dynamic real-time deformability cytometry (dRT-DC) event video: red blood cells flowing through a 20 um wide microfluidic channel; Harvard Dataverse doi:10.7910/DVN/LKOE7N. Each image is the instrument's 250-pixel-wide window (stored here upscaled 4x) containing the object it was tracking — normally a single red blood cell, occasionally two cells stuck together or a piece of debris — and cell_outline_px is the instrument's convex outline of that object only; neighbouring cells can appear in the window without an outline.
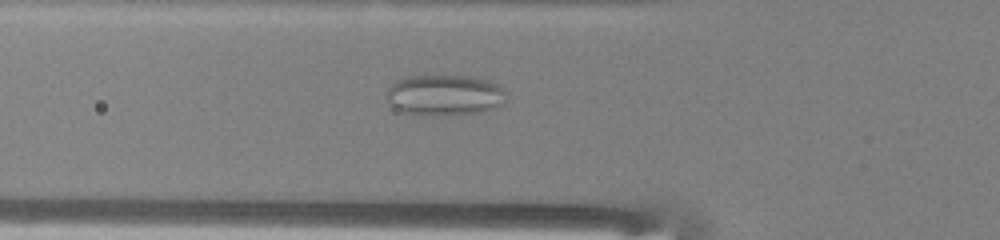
{"species": "common noctule bat (a hibernating species)", "species_latin": "Nyctalus noctula", "temperature_condition": "warm", "stored_images_in_passage": 50, "camera_frame_rate_fps": 3000, "um_per_image_px": 0.085, "animal": {"sex": "male", "body_mass_g": 13.0, "forearm_length_mm": 53.1}, "frame": {"image": 1, "passage_image": 17, "time_ms": 5.333, "image_size_px": [1000, 240], "cell_outline_px": [[508, 92], [504, 104], [496, 108], [480, 112], [436, 116], [432, 116], [400, 112], [388, 100], [388, 88], [396, 80], [408, 76], [468, 76], [488, 80], [500, 84]], "centroid_in_image_um": [37.86, 8.09], "position_along_channel_um": 87.9, "area_um2": 28.78}}
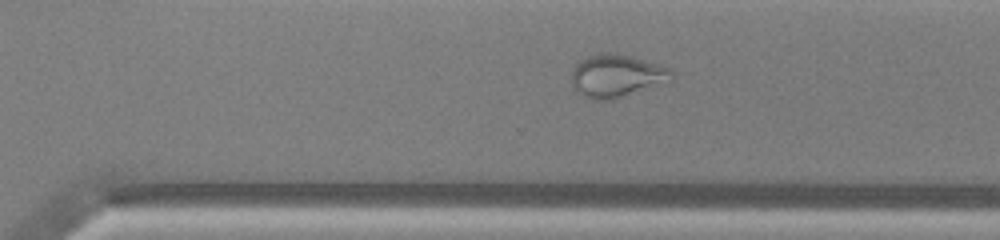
{"frame": {"image": 2, "passage_image": 34, "time_ms": 11.0, "image_size_px": [1000, 240], "cell_outline_px": [[672, 84], [608, 100], [592, 100], [584, 96], [572, 84], [572, 68], [580, 60], [588, 56], [632, 56], [668, 68], [672, 72]], "centroid_in_image_um": [52.49, 6.51], "position_along_channel_um": 318.1, "area_um2": 24.57}}
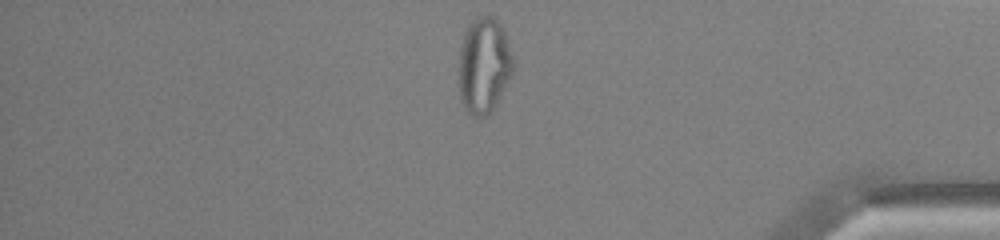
{"frame": {"image": 3, "passage_image": 42, "time_ms": 13.667, "image_size_px": [1000, 240], "cell_outline_px": [[512, 76], [496, 104], [480, 120], [468, 116], [460, 100], [460, 48], [468, 24], [476, 16], [492, 16], [500, 24], [504, 32], [512, 56]], "centroid_in_image_um": [41.12, 5.61], "position_along_channel_um": 394.1, "area_um2": 30.23}, "authors_computed_cell_mechanics": {"area_um2": 29.9115, "velocity_mm_per_s": 4.0632, "shape_relaxation_time_tau1_ms": null, "shape_relaxation_time_tau2_ms": 1.1481, "deformation_change_tau1": null, "deformation_change_tau2": 0.0553}}